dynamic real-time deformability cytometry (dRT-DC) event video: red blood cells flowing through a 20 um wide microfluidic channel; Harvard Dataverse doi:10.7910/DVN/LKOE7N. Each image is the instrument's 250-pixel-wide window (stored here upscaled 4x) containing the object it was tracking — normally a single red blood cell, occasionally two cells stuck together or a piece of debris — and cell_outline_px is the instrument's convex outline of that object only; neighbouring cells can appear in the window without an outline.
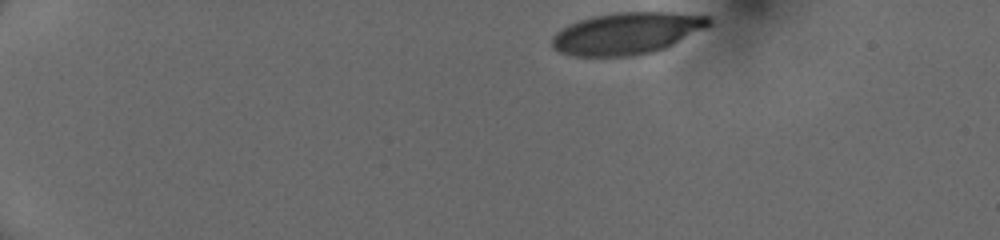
{"species": "human", "species_latin": "Homo sapiens", "temperature_condition": "cold", "stored_images_in_passage": 40, "camera_frame_rate_fps": 3000, "um_per_image_px": 0.085, "donor": {"sex": "female"}, "frame": {"image": 1, "passage_image": 1, "time_ms": 0.0, "image_size_px": [1000, 240], "cell_outline_px": [[712, 24], [656, 52], [632, 56], [572, 56], [560, 52], [552, 48], [552, 36], [556, 32], [568, 24], [592, 16], [616, 12], [668, 12], [708, 16], [712, 20]], "centroid_in_image_um": [53.24, 2.83], "position_along_channel_um": 31.8, "area_um2": 38.21}}
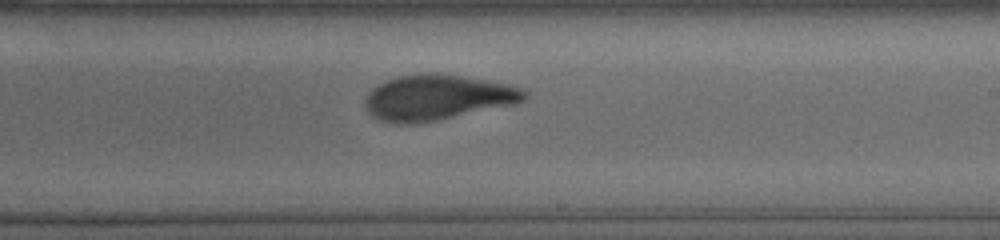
{"frame": {"image": 2, "passage_image": 25, "time_ms": 8.0, "image_size_px": [1000, 240], "cell_outline_px": [[528, 96], [524, 100], [516, 104], [436, 120], [412, 124], [392, 124], [380, 120], [372, 116], [368, 112], [364, 104], [364, 100], [368, 92], [372, 88], [396, 76], [424, 72], [436, 72], [508, 84], [524, 88], [528, 92]], "centroid_in_image_um": [37.16, 8.28], "position_along_channel_um": 251.8, "area_um2": 42.43}}
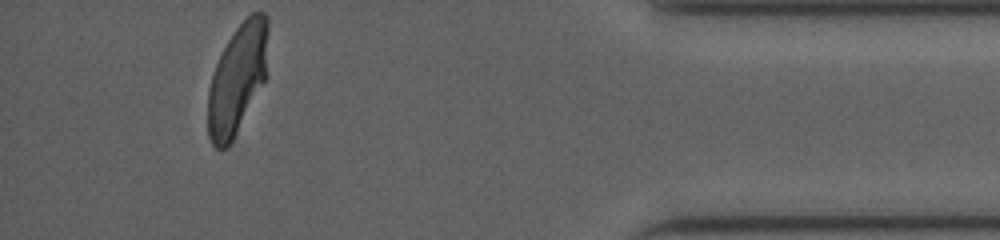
{"frame": {"image": 3, "passage_image": 40, "time_ms": 13.0, "image_size_px": [1000, 240], "cell_outline_px": [[268, 28], [264, 80], [232, 140], [224, 148], [216, 148], [212, 144], [208, 136], [208, 88], [216, 64], [228, 40], [236, 28], [252, 12], [264, 12], [268, 16]], "centroid_in_image_um": [20.15, 6.68], "position_along_channel_um": 415.0, "area_um2": 37.51}, "authors_computed_cell_mechanics": {"area_um2": 40.9513, "velocity_mm_per_s": 4.0509, "shape_relaxation_time_tau1_ms": 4.3554, "shape_relaxation_time_tau2_ms": 1.0281, "deformation_change_tau1": 0.2009, "deformation_change_tau2": 0.0795}}